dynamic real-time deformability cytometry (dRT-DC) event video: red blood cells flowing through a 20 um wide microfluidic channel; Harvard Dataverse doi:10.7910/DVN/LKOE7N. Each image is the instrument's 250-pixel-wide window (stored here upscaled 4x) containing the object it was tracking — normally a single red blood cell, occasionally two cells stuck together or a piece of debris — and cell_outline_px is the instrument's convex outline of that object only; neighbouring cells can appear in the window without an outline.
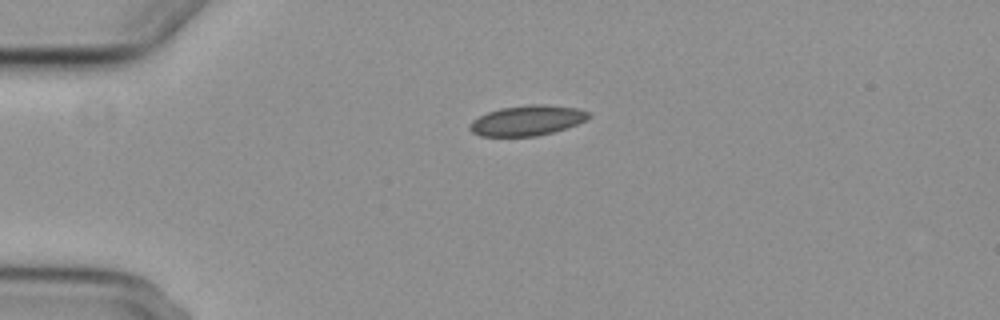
{"species": "common noctule bat (a hibernating species)", "species_latin": "Nyctalus noctula", "temperature_condition": "cold", "stored_images_in_passage": 2, "camera_frame_rate_fps": 3000, "um_per_image_px": 0.085, "animal": {"sex": "female", "body_mass_g": 29.2, "forearm_length_mm": 56.3}, "frame": {"image": 1, "passage_image": 2, "time_ms": 2.333, "image_size_px": [1000, 320], "cell_outline_px": [[592, 116], [576, 124], [552, 132], [536, 136], [480, 136], [472, 132], [468, 128], [472, 120], [488, 112], [500, 108], [528, 104], [548, 104], [580, 108], [588, 112]], "centroid_in_image_um": [44.81, 10.22], "position_along_channel_um": 40.2, "area_um2": 20.92}}